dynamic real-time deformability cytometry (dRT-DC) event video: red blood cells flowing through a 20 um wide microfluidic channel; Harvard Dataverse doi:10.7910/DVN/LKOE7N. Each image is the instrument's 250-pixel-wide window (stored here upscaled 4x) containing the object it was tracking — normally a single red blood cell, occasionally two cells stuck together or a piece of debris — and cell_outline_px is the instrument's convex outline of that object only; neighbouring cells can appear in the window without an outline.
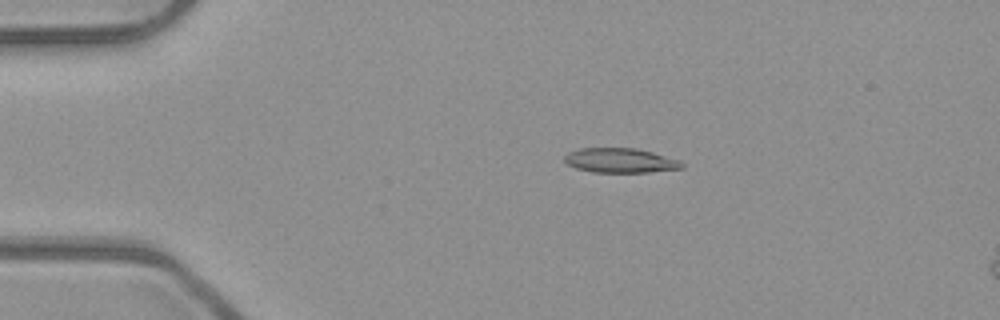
{"species": "common noctule bat (a hibernating species)", "species_latin": "Nyctalus noctula", "temperature_condition": "room temperature", "stored_images_in_passage": 7, "camera_frame_rate_fps": 3000, "um_per_image_px": 0.085, "animal": {"sex": "male", "body_mass_g": 23.1, "forearm_length_mm": 52.7}, "frame": {"image": 1, "passage_image": 1, "time_ms": 0.0, "image_size_px": [1000, 320], "cell_outline_px": [[684, 168], [648, 172], [592, 172], [576, 168], [568, 164], [564, 160], [564, 156], [568, 152], [580, 148], [636, 148], [652, 152], [680, 160], [684, 164]], "centroid_in_image_um": [52.73, 13.64], "position_along_channel_um": 32.3, "area_um2": 16.82}}